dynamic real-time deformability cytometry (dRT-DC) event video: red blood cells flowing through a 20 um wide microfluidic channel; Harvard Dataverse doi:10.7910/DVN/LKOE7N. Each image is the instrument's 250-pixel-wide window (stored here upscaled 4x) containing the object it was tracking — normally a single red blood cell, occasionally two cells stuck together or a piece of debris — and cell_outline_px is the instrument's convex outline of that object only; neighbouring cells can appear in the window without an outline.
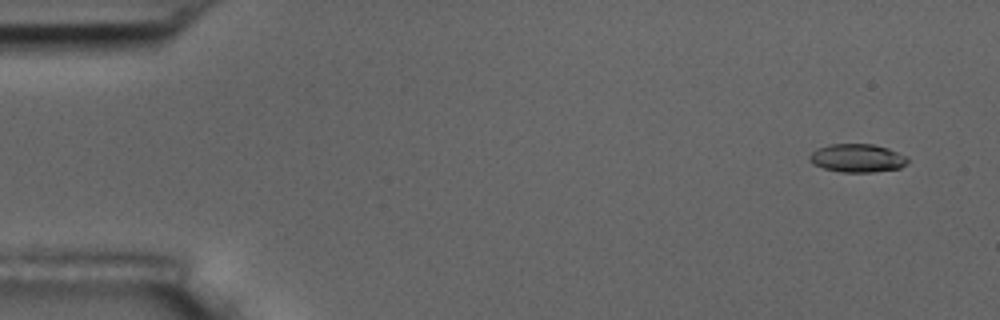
{"species": "common noctule bat (a hibernating species)", "species_latin": "Nyctalus noctula", "temperature_condition": "room temperature", "stored_images_in_passage": 10, "camera_frame_rate_fps": 3000, "um_per_image_px": 0.085, "animal": {"sex": "male", "body_mass_g": 17.5, "forearm_length_mm": 52.3}, "frame": {"image": 1, "passage_image": 1, "time_ms": 0.0, "image_size_px": [1000, 320], "cell_outline_px": [[908, 164], [900, 168], [872, 172], [840, 172], [824, 168], [808, 160], [808, 156], [816, 148], [828, 144], [872, 144], [888, 148], [908, 156]], "centroid_in_image_um": [72.89, 13.43], "position_along_channel_um": 12.1, "area_um2": 16.3}}
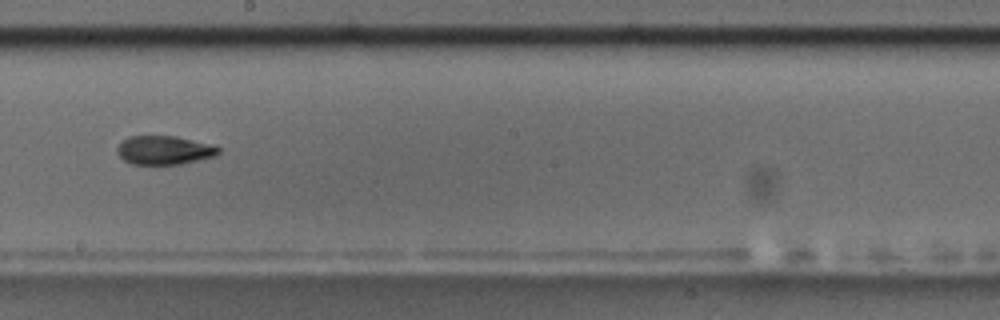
{"frame": {"image": 2, "passage_image": 9, "time_ms": 9.333, "image_size_px": [1000, 320], "cell_outline_px": [[220, 152], [216, 156], [184, 164], [132, 164], [124, 160], [116, 152], [116, 148], [128, 136], [176, 136], [208, 144], [220, 148]], "centroid_in_image_um": [13.96, 12.77], "position_along_channel_um": 234.2, "area_um2": 16.94}}
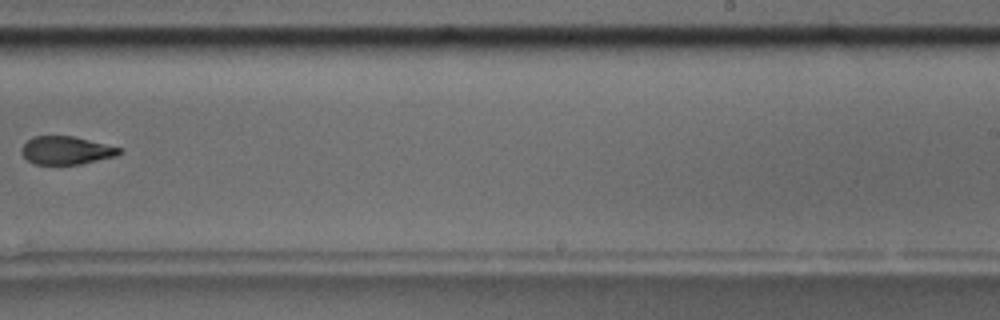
{"frame": {"image": 3, "passage_image": 10, "time_ms": 10.667, "image_size_px": [1000, 320], "cell_outline_px": [[120, 152], [116, 156], [80, 164], [36, 164], [28, 160], [20, 152], [20, 148], [32, 136], [72, 136], [120, 148]], "centroid_in_image_um": [5.57, 12.78], "position_along_channel_um": 283.4, "area_um2": 15.72}}